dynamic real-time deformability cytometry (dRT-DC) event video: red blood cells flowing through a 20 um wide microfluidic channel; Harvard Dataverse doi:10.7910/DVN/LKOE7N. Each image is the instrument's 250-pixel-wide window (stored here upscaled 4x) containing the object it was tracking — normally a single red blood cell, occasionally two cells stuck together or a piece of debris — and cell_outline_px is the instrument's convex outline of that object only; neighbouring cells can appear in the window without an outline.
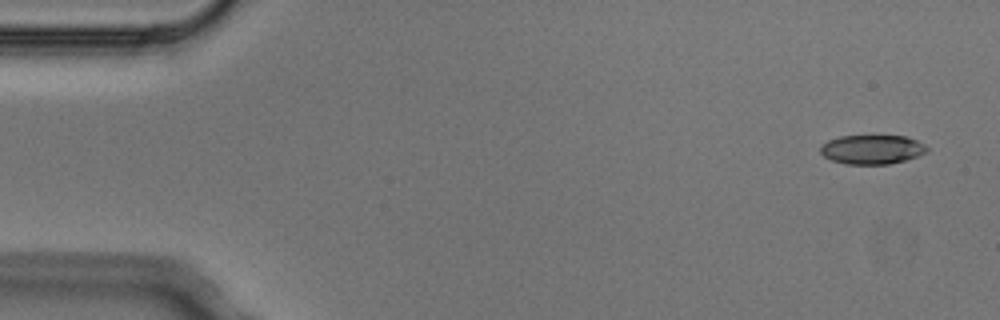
{"species": "Egyptian fruit bat (a non-hibernating species)", "species_latin": "Rousettus aegyptiacus", "temperature_condition": "cold", "stored_images_in_passage": 5, "camera_frame_rate_fps": 3000, "um_per_image_px": 0.085, "animal": {"sex": "male"}, "frame": {"image": 1, "passage_image": 1, "time_ms": 0.0, "image_size_px": [1000, 320], "cell_outline_px": [[928, 152], [904, 160], [888, 164], [848, 164], [832, 160], [824, 156], [820, 152], [820, 148], [828, 140], [840, 136], [904, 136], [916, 140], [924, 144], [928, 148]], "centroid_in_image_um": [74.13, 12.7], "position_along_channel_um": 10.9, "area_um2": 17.92}}
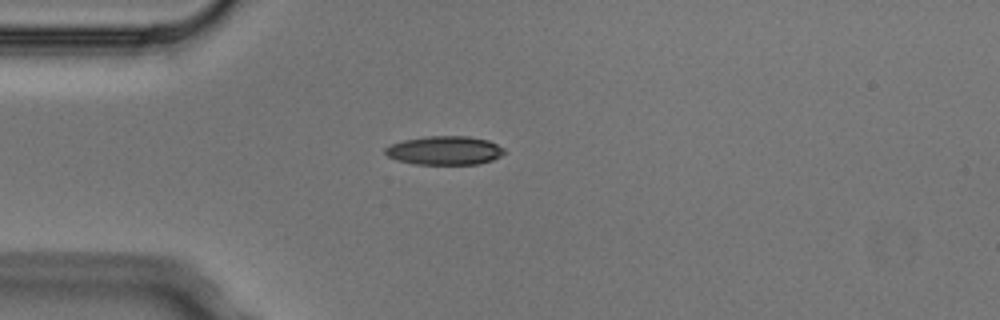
{"frame": {"image": 2, "passage_image": 4, "time_ms": 1.0, "image_size_px": [1000, 320], "cell_outline_px": [[508, 152], [492, 160], [480, 164], [416, 164], [396, 160], [388, 156], [384, 152], [384, 148], [392, 144], [404, 140], [428, 136], [468, 136], [488, 140], [504, 148]], "centroid_in_image_um": [37.82, 12.79], "position_along_channel_um": 47.2, "area_um2": 20.0}}